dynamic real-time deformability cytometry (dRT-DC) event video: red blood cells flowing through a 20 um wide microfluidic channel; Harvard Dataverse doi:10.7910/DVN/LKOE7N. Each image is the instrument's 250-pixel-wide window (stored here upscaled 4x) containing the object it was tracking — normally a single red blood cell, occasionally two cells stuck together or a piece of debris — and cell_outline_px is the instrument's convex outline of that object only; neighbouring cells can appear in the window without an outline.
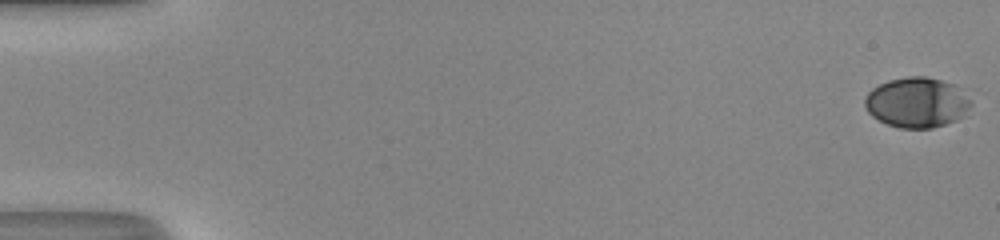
{"species": "human", "species_latin": "Homo sapiens", "temperature_condition": "room temperature", "stored_images_in_passage": 52, "camera_frame_rate_fps": 3000, "um_per_image_px": 0.085, "donor": {"sex": "male"}, "frame": {"image": 1, "passage_image": 1, "time_ms": 0.0, "image_size_px": [1000, 240], "cell_outline_px": [[972, 104], [964, 116], [956, 120], [932, 128], [900, 128], [888, 124], [872, 116], [868, 112], [864, 104], [864, 96], [872, 88], [888, 80], [908, 76], [924, 76], [956, 84], [972, 100]], "centroid_in_image_um": [77.95, 8.7], "position_along_channel_um": 7.1, "area_um2": 31.27}}
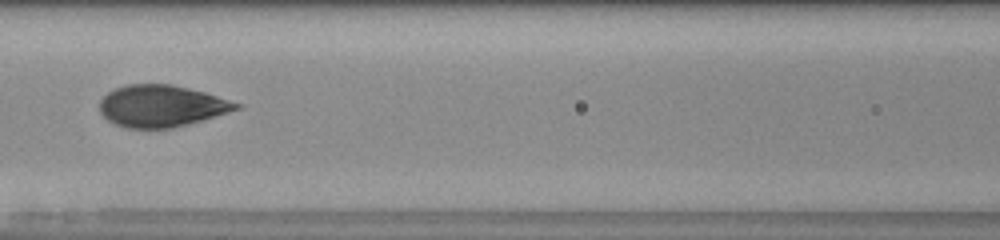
{"frame": {"image": 2, "passage_image": 25, "time_ms": 8.0, "image_size_px": [1000, 240], "cell_outline_px": [[244, 108], [204, 120], [172, 128], [128, 128], [116, 124], [108, 120], [100, 112], [100, 100], [108, 92], [116, 88], [128, 84], [172, 84], [204, 92], [244, 104]], "centroid_in_image_um": [13.78, 9.01], "position_along_channel_um": 152.8, "area_um2": 33.41}}
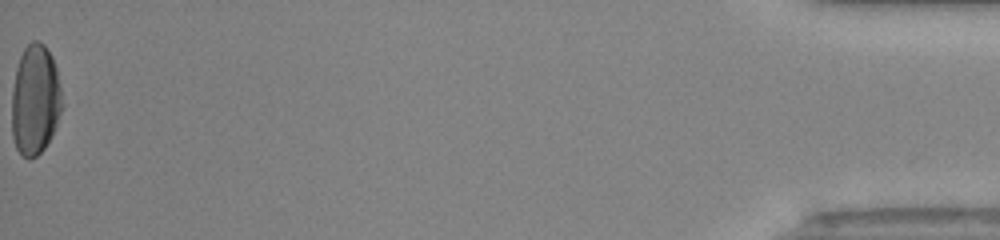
{"frame": {"image": 3, "passage_image": 52, "time_ms": 17.0, "image_size_px": [1000, 240], "cell_outline_px": [[64, 108], [44, 148], [36, 156], [28, 160], [16, 148], [12, 136], [12, 88], [16, 68], [20, 56], [24, 48], [32, 40], [36, 40], [44, 44], [52, 56], [56, 68], [64, 104]], "centroid_in_image_um": [2.99, 8.47], "position_along_channel_um": 432.2, "area_um2": 32.54}, "authors_computed_cell_mechanics": {"area_um2": 32.7148, "velocity_mm_per_s": 4.2087, "shape_relaxation_time_tau1_ms": 3.508, "shape_relaxation_time_tau2_ms": null, "deformation_change_tau1": 0.174, "deformation_change_tau2": null}}